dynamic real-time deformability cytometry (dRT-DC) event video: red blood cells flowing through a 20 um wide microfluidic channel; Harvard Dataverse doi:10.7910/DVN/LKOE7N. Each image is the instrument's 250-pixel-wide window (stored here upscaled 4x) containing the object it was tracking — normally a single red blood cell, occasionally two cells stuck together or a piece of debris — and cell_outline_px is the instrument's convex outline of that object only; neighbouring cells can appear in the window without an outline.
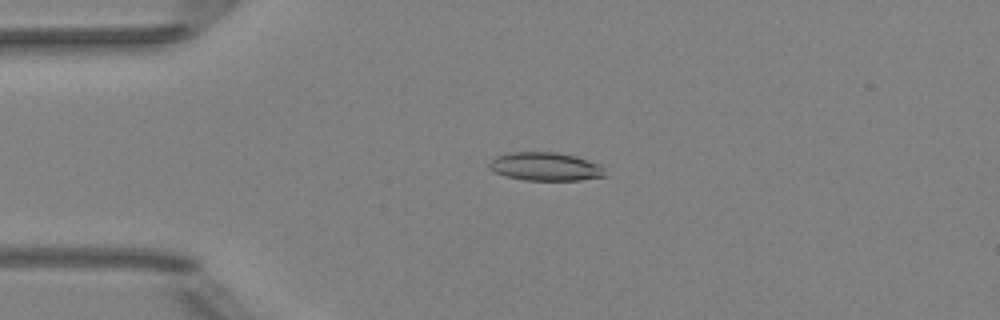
{"species": "Egyptian fruit bat (a non-hibernating species)", "species_latin": "Rousettus aegyptiacus", "temperature_condition": "room temperature", "stored_images_in_passage": 3, "camera_frame_rate_fps": 3000, "um_per_image_px": 0.085, "animal": {"sex": "female"}, "frame": {"image": 1, "passage_image": 2, "time_ms": 1.333, "image_size_px": [1000, 320], "cell_outline_px": [[608, 176], [580, 180], [524, 180], [504, 176], [488, 168], [488, 164], [496, 156], [512, 152], [556, 152], [576, 156], [600, 164], [604, 168]], "centroid_in_image_um": [46.39, 14.16], "position_along_channel_um": 38.6, "area_um2": 19.31}}